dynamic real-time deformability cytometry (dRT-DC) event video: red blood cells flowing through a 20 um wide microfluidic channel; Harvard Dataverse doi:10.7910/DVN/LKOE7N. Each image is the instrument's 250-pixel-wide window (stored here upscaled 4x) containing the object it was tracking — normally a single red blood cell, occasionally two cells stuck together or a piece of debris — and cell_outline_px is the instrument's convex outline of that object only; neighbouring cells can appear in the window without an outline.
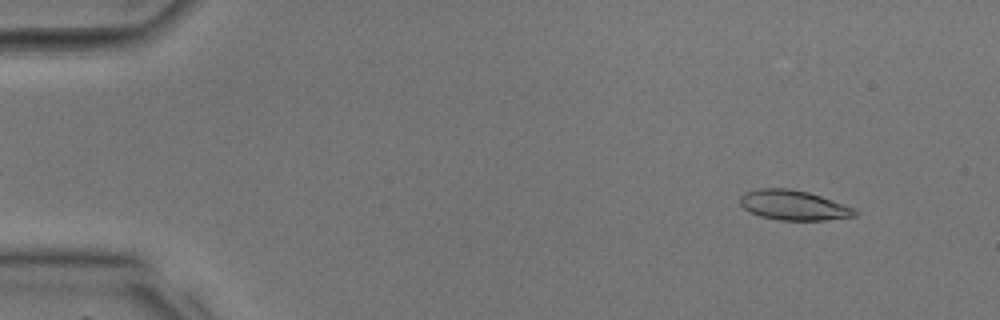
{"species": "common noctule bat (a hibernating species)", "species_latin": "Nyctalus noctula", "temperature_condition": "room temperature", "stored_images_in_passage": 26, "camera_frame_rate_fps": 3000, "um_per_image_px": 0.085, "animal": {"sex": "male", "body_mass_g": 17.9, "forearm_length_mm": 54.2}, "frame": {"image": 1, "passage_image": 3, "time_ms": 0.667, "image_size_px": [1000, 320], "cell_outline_px": [[860, 212], [856, 216], [824, 220], [780, 220], [760, 216], [748, 212], [740, 204], [740, 196], [744, 192], [760, 188], [788, 188], [808, 192], [856, 208]], "centroid_in_image_um": [67.46, 17.44], "position_along_channel_um": 17.5, "area_um2": 20.11}}
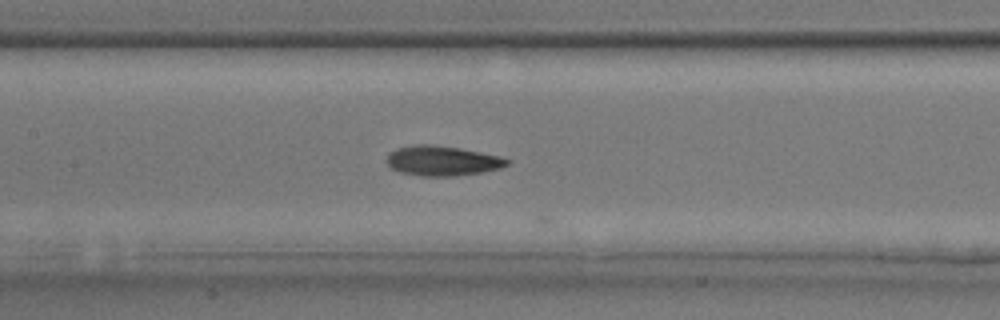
{"frame": {"image": 2, "passage_image": 17, "time_ms": 5.333, "image_size_px": [1000, 320], "cell_outline_px": [[512, 164], [500, 168], [484, 172], [452, 176], [420, 176], [400, 172], [392, 168], [384, 160], [388, 152], [396, 148], [416, 144], [432, 144], [460, 148], [500, 156], [512, 160]], "centroid_in_image_um": [37.6, 13.66], "position_along_channel_um": 169.8, "area_um2": 21.33}}
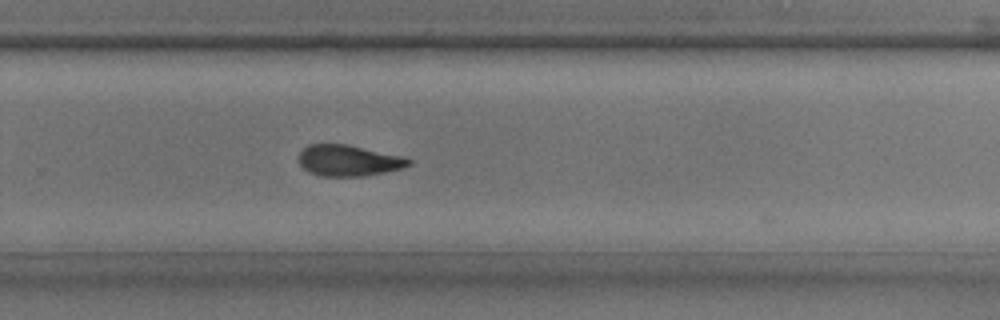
{"frame": {"image": 3, "passage_image": 24, "time_ms": 7.667, "image_size_px": [1000, 320], "cell_outline_px": [[412, 164], [404, 168], [364, 176], [320, 176], [308, 172], [300, 164], [300, 152], [308, 144], [348, 144], [408, 156], [412, 160]], "centroid_in_image_um": [29.71, 13.63], "position_along_channel_um": 300.1, "area_um2": 20.29}}